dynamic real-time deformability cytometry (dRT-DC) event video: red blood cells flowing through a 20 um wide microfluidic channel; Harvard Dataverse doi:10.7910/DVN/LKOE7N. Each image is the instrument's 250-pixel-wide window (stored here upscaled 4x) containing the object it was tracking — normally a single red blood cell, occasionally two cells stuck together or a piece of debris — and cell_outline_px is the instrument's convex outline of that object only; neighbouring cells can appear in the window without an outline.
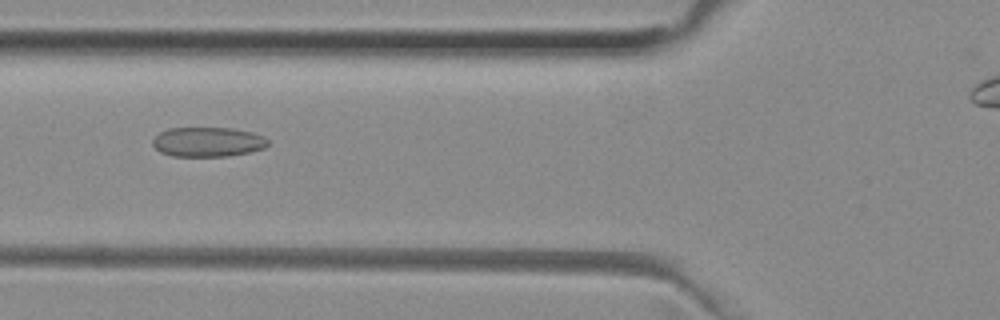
{"species": "common noctule bat (a hibernating species)", "species_latin": "Nyctalus noctula", "temperature_condition": "room temperature", "stored_images_in_passage": 44, "camera_frame_rate_fps": 3000, "um_per_image_px": 0.085, "animal": {"sex": "female", "body_mass_g": 29.2, "forearm_length_mm": 56.3}, "frame": {"image": 1, "passage_image": 17, "time_ms": 5.333, "image_size_px": [1000, 320], "cell_outline_px": [[268, 144], [264, 148], [248, 152], [228, 156], [172, 156], [160, 152], [152, 144], [152, 140], [160, 132], [168, 128], [232, 128], [252, 132], [264, 136], [268, 140]], "centroid_in_image_um": [17.66, 12.06], "position_along_channel_um": 108.1, "area_um2": 19.88}}
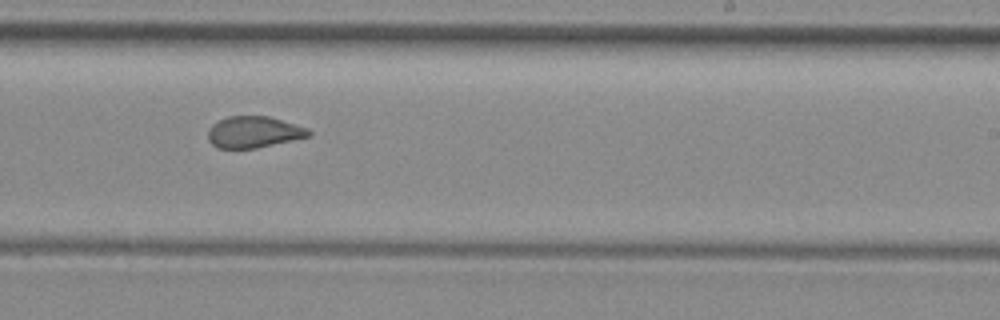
{"frame": {"image": 2, "passage_image": 29, "time_ms": 9.333, "image_size_px": [1000, 320], "cell_outline_px": [[312, 132], [308, 136], [256, 148], [216, 148], [208, 140], [208, 128], [212, 124], [228, 116], [268, 116], [308, 128]], "centroid_in_image_um": [21.52, 11.22], "position_along_channel_um": 267.5, "area_um2": 18.26}}
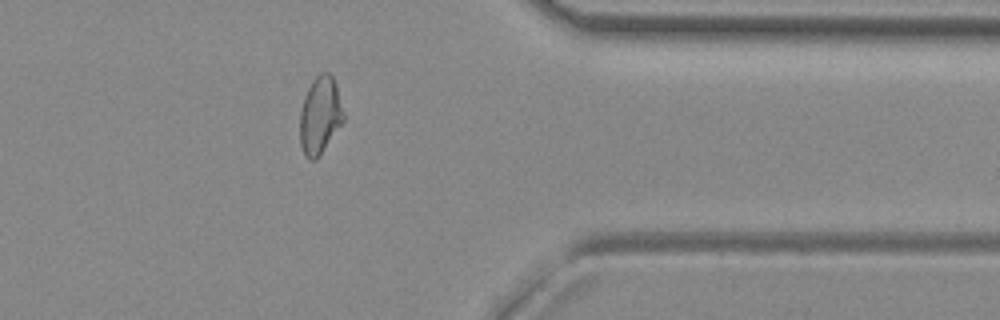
{"frame": {"image": 3, "passage_image": 39, "time_ms": 12.667, "image_size_px": [1000, 320], "cell_outline_px": [[344, 120], [316, 160], [308, 160], [304, 156], [300, 144], [300, 112], [304, 96], [312, 80], [320, 72], [328, 72], [332, 76], [336, 84], [344, 112]], "centroid_in_image_um": [27.19, 9.8], "position_along_channel_um": 384.2, "area_um2": 19.71}, "authors_computed_cell_mechanics": {"area_um2": 19.8543, "velocity_mm_per_s": 3.9883, "shape_relaxation_time_tau1_ms": null, "shape_relaxation_time_tau2_ms": 0.8729, "deformation_change_tau1": null, "deformation_change_tau2": 0.0583}}